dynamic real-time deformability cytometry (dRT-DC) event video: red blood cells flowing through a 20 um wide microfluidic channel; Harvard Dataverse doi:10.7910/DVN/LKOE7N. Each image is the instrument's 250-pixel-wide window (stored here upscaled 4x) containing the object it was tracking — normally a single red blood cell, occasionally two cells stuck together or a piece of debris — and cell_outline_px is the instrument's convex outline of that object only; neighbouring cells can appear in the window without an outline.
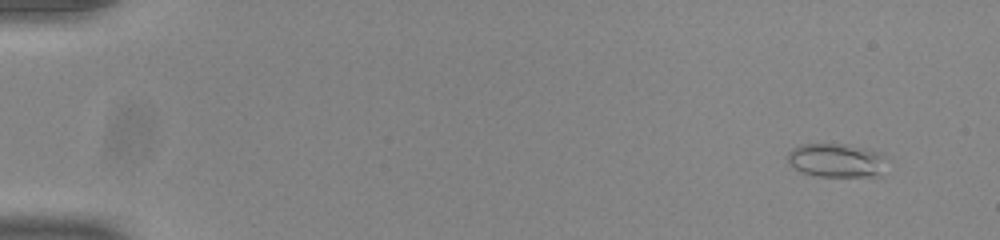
{"species": "common noctule bat (a hibernating species)", "species_latin": "Nyctalus noctula", "temperature_condition": "room temperature", "stored_images_in_passage": 51, "camera_frame_rate_fps": 3000, "um_per_image_px": 0.085, "animal": {"sex": "male", "body_mass_g": 20.0, "forearm_length_mm": 53.3}, "frame": {"image": 1, "passage_image": 1, "time_ms": 0.0, "image_size_px": [1000, 240], "cell_outline_px": [[884, 156], [876, 176], [812, 176], [800, 172], [788, 164], [788, 152], [792, 148], [800, 144], [844, 144], [864, 148], [876, 152]], "centroid_in_image_um": [70.94, 13.62], "position_along_channel_um": 14.1, "area_um2": 19.07}}
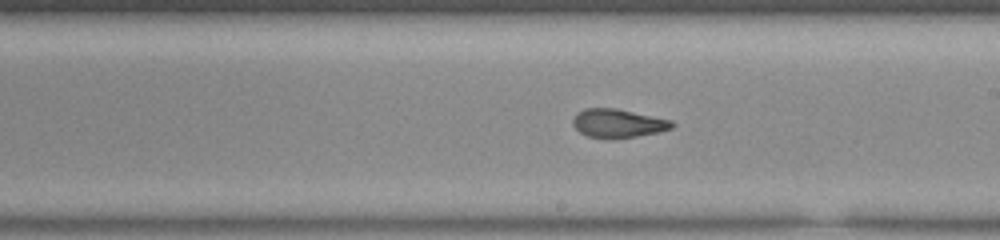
{"frame": {"image": 2, "passage_image": 29, "time_ms": 9.333, "image_size_px": [1000, 240], "cell_outline_px": [[676, 124], [672, 128], [660, 132], [612, 140], [588, 136], [580, 132], [572, 124], [572, 120], [576, 112], [584, 108], [616, 108], [672, 120]], "centroid_in_image_um": [52.52, 10.49], "position_along_channel_um": 236.5, "area_um2": 16.82}}
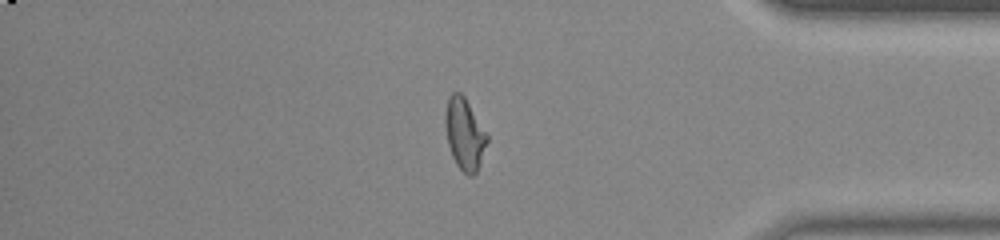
{"frame": {"image": 3, "passage_image": 43, "time_ms": 14.0, "image_size_px": [1000, 240], "cell_outline_px": [[488, 140], [476, 172], [472, 176], [468, 176], [456, 164], [452, 156], [448, 144], [444, 124], [444, 112], [448, 96], [452, 92], [460, 92], [464, 96], [488, 136]], "centroid_in_image_um": [39.45, 11.36], "position_along_channel_um": 395.8, "area_um2": 17.34}, "authors_computed_cell_mechanics": {"area_um2": 17.051, "velocity_mm_per_s": 3.8963, "shape_relaxation_time_tau1_ms": null, "shape_relaxation_time_tau2_ms": 2.0387, "deformation_change_tau1": null, "deformation_change_tau2": 0.0831}}